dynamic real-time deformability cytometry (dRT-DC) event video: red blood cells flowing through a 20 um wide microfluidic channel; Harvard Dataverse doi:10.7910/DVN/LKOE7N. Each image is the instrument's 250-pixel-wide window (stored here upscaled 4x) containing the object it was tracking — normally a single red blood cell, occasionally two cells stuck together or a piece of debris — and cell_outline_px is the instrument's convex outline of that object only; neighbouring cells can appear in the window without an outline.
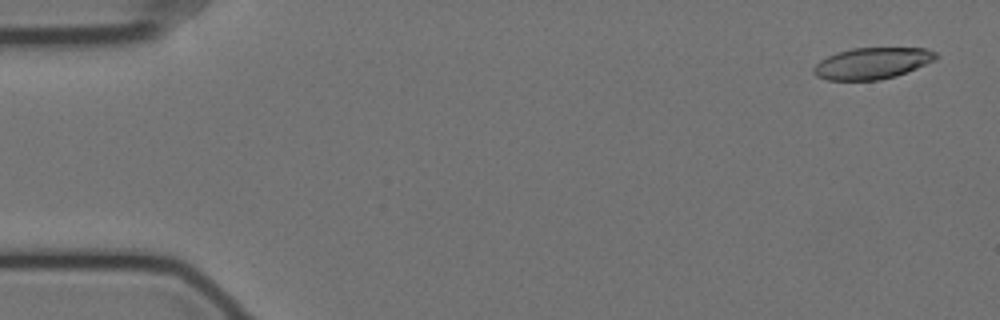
{"species": "Egyptian fruit bat (a non-hibernating species)", "species_latin": "Rousettus aegyptiacus", "temperature_condition": "cold", "stored_images_in_passage": 19, "camera_frame_rate_fps": 3000, "um_per_image_px": 0.085, "animal": {"sex": "female"}, "frame": {"image": 1, "passage_image": 3, "time_ms": 0.667, "image_size_px": [1000, 320], "cell_outline_px": [[940, 56], [936, 60], [896, 76], [880, 80], [828, 80], [816, 76], [812, 72], [812, 68], [820, 60], [836, 52], [852, 48], [924, 48], [936, 52]], "centroid_in_image_um": [74.13, 5.38], "position_along_channel_um": 10.9, "area_um2": 22.48}}